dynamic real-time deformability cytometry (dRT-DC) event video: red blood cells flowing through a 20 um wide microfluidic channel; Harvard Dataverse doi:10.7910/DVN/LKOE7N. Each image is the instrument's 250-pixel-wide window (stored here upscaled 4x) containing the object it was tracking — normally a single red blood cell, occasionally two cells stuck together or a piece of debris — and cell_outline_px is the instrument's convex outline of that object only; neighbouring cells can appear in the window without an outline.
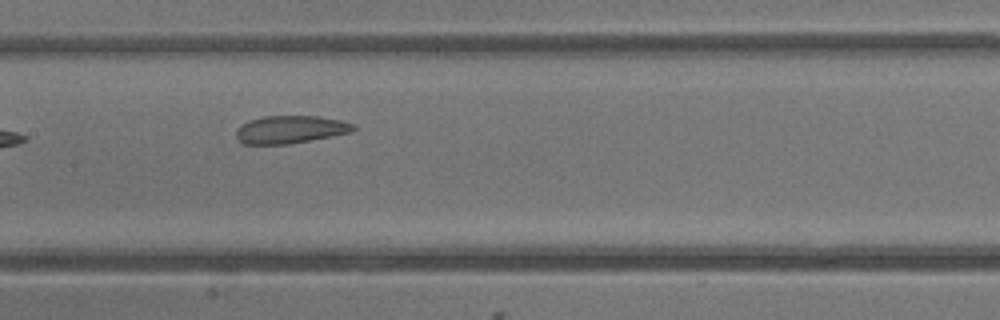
{"species": "common noctule bat (a hibernating species)", "species_latin": "Nyctalus noctula", "temperature_condition": "warm", "stored_images_in_passage": 5, "camera_frame_rate_fps": 3000, "um_per_image_px": 0.085, "animal": {"sex": "male", "body_mass_g": 13.3}, "frame": {"image": 1, "passage_image": 5, "time_ms": 4.667, "image_size_px": [1000, 320], "cell_outline_px": [[356, 128], [352, 132], [332, 136], [288, 144], [244, 144], [236, 140], [236, 128], [240, 124], [248, 120], [264, 116], [316, 116], [340, 120], [356, 124]], "centroid_in_image_um": [24.65, 11.0], "position_along_channel_um": 182.8, "area_um2": 19.13}}